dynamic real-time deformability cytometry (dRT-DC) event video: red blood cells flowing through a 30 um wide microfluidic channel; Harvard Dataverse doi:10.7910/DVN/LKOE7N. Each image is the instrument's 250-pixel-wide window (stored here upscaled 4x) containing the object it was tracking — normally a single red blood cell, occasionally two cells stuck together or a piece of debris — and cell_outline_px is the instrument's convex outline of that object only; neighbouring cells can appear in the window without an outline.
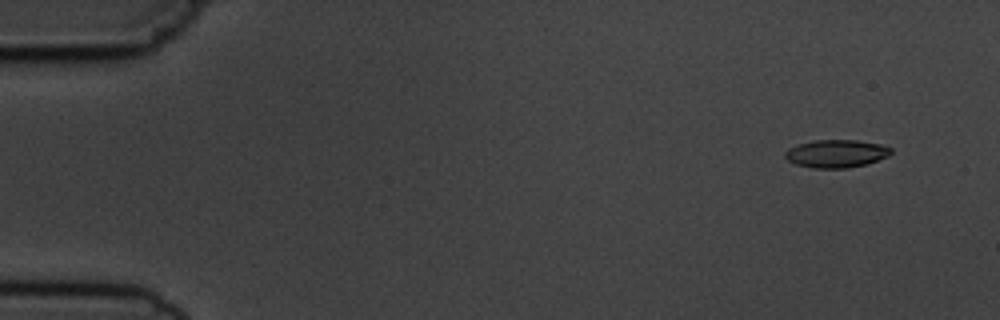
{"species": "common noctule bat (a hibernating species)", "species_latin": "Nyctalus noctula", "temperature_condition": "cold", "stored_images_in_passage": 5, "camera_frame_rate_fps": 3000, "um_per_image_px": 0.085, "animal": {"sex": "male", "body_mass_g": 19.5, "forearm_length_mm": 54.6}, "frame": {"image": 1, "passage_image": 1, "time_ms": 0.0, "image_size_px": [1000, 320], "cell_outline_px": [[892, 152], [888, 156], [868, 164], [848, 168], [812, 168], [796, 164], [788, 160], [784, 156], [784, 152], [788, 148], [812, 140], [856, 140], [880, 144], [892, 148]], "centroid_in_image_um": [71.09, 13.06], "position_along_channel_um": 13.9, "area_um2": 17.28}}
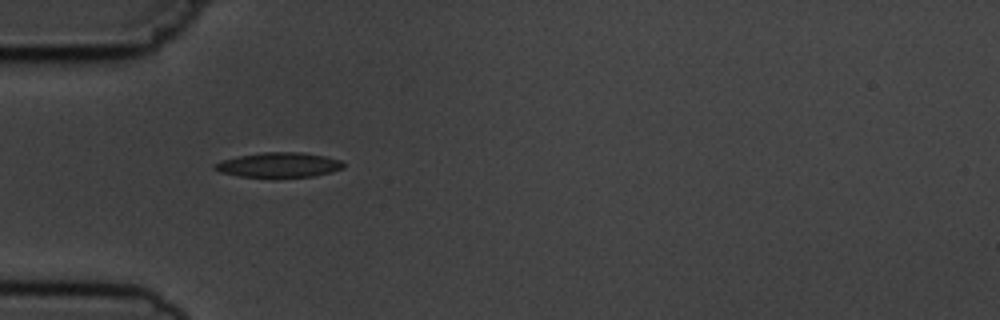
{"frame": {"image": 2, "passage_image": 4, "time_ms": 4.333, "image_size_px": [1000, 320], "cell_outline_px": [[344, 168], [332, 172], [312, 176], [276, 180], [272, 180], [240, 176], [220, 172], [212, 168], [212, 164], [236, 156], [264, 152], [300, 152], [324, 156], [340, 160], [344, 164]], "centroid_in_image_um": [23.67, 14.06], "position_along_channel_um": 61.3, "area_um2": 19.42}}
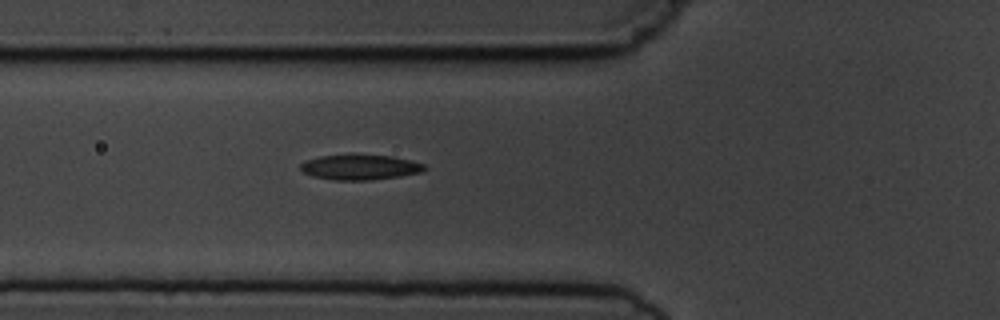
{"frame": {"image": 3, "passage_image": 5, "time_ms": 5.333, "image_size_px": [1000, 320], "cell_outline_px": [[428, 168], [424, 172], [400, 176], [372, 180], [332, 180], [312, 176], [304, 172], [300, 168], [300, 164], [304, 160], [320, 156], [352, 152], [392, 156], [424, 164]], "centroid_in_image_um": [30.58, 14.18], "position_along_channel_um": 95.2, "area_um2": 18.96}}